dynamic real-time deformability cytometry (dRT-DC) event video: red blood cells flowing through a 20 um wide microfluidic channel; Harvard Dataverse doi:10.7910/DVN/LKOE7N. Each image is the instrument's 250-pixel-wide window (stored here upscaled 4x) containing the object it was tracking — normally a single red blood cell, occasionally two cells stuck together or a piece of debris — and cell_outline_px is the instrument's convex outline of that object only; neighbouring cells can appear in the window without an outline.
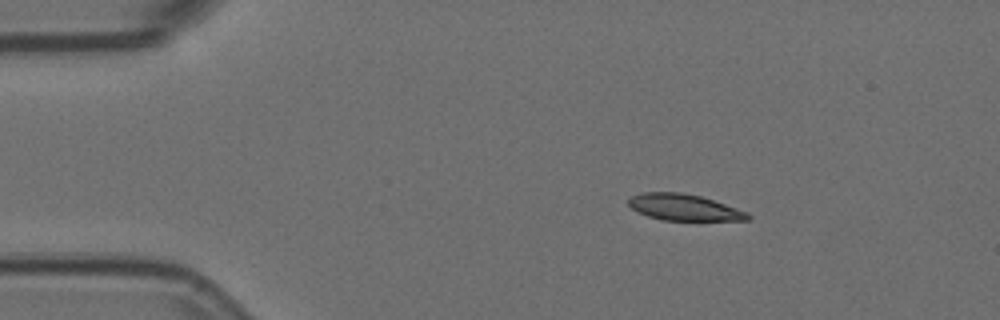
{"species": "Egyptian fruit bat (a non-hibernating species)", "species_latin": "Rousettus aegyptiacus", "temperature_condition": "room temperature", "stored_images_in_passage": 3, "camera_frame_rate_fps": 3000, "um_per_image_px": 0.085, "animal": {"sex": "female"}, "frame": {"image": 1, "passage_image": 1, "time_ms": 0.0, "image_size_px": [1000, 320], "cell_outline_px": [[752, 216], [748, 220], [660, 220], [636, 212], [628, 204], [628, 200], [632, 196], [644, 192], [680, 192], [700, 196], [748, 212]], "centroid_in_image_um": [58.12, 17.63], "position_along_channel_um": 26.9, "area_um2": 18.21}}